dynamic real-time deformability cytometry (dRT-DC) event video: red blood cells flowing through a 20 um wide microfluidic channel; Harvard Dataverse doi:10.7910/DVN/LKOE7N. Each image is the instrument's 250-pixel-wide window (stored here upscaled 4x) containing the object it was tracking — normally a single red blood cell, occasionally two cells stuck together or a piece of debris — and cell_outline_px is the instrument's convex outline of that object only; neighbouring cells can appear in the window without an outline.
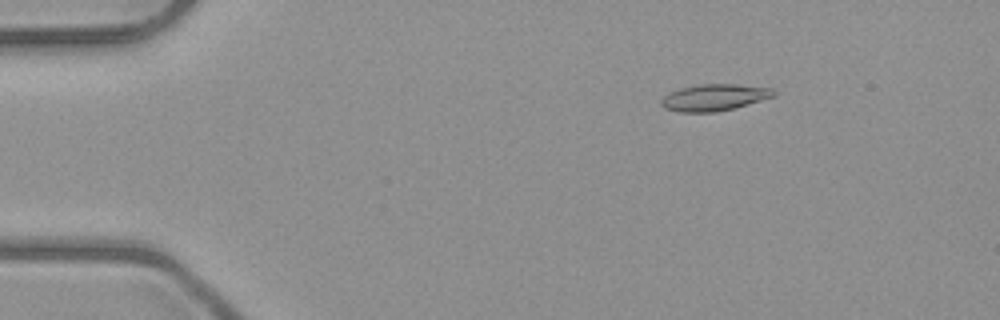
{"species": "common noctule bat (a hibernating species)", "species_latin": "Nyctalus noctula", "temperature_condition": "room temperature", "stored_images_in_passage": 4, "camera_frame_rate_fps": 3000, "um_per_image_px": 0.085, "animal": {"sex": "male", "body_mass_g": 23.1, "forearm_length_mm": 52.7}, "frame": {"image": 1, "passage_image": 2, "time_ms": 1.333, "image_size_px": [1000, 320], "cell_outline_px": [[776, 96], [748, 104], [716, 112], [680, 112], [664, 108], [660, 104], [660, 100], [668, 92], [680, 88], [700, 84], [736, 84], [772, 88], [776, 92]], "centroid_in_image_um": [60.7, 8.28], "position_along_channel_um": 24.3, "area_um2": 17.51}}